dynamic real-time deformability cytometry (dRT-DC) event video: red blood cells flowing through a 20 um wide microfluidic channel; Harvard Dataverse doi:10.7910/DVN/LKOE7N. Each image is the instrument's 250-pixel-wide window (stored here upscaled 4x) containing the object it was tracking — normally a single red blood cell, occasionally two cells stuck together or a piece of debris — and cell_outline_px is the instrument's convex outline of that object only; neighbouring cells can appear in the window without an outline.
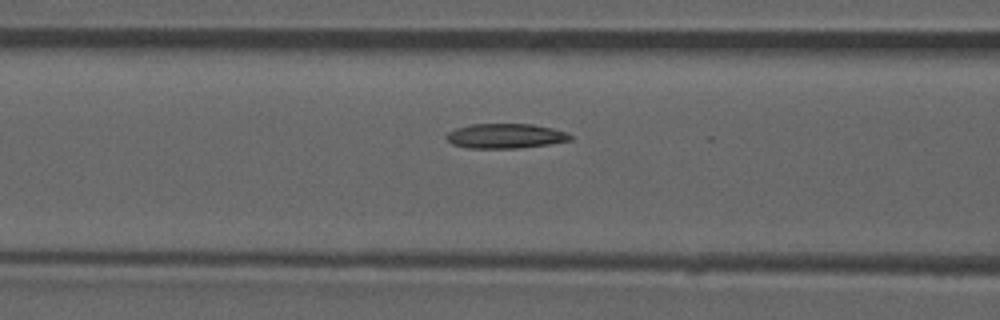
{"species": "common noctule bat (a hibernating species)", "species_latin": "Nyctalus noctula", "temperature_condition": "room temperature", "stored_images_in_passage": 49, "camera_frame_rate_fps": 3000, "um_per_image_px": 0.085, "animal": {"sex": "male", "forearm_length_mm": 52.5}, "frame": {"image": 1, "passage_image": 21, "time_ms": 6.667, "image_size_px": [1000, 320], "cell_outline_px": [[572, 140], [548, 144], [520, 148], [468, 148], [452, 144], [444, 136], [448, 132], [456, 128], [472, 124], [532, 124], [552, 128], [564, 132], [572, 136]], "centroid_in_image_um": [42.93, 11.56], "position_along_channel_um": 123.7, "area_um2": 17.8}, "authors_computed_cell_mechanics": {"area_um2": 17.7446, "velocity_mm_per_s": 3.938, "shape_relaxation_time_tau1_ms": 8.6886, "shape_relaxation_time_tau2_ms": 7.788, "deformation_change_tau1": 0.1688, "deformation_change_tau2": 0.1337}}